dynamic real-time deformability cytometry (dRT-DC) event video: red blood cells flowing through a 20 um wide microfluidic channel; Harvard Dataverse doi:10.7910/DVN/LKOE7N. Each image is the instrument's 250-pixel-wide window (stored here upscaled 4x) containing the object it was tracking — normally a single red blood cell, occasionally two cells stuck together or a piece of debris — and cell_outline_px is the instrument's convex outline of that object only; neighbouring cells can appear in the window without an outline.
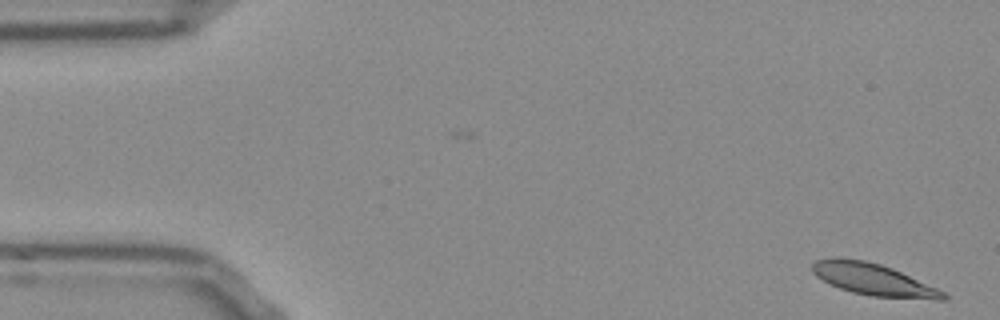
{"species": "Egyptian fruit bat (a non-hibernating species)", "species_latin": "Rousettus aegyptiacus", "temperature_condition": "room temperature", "stored_images_in_passage": 53, "camera_frame_rate_fps": 3000, "um_per_image_px": 0.085, "frame": {"image": 1, "passage_image": 1, "time_ms": 0.0, "image_size_px": [1000, 320], "cell_outline_px": [[948, 296], [944, 300], [936, 300], [872, 296], [852, 292], [828, 284], [816, 276], [812, 272], [812, 264], [816, 260], [832, 256], [864, 260], [880, 264], [892, 268], [936, 288], [944, 292]], "centroid_in_image_um": [74.18, 23.75], "position_along_channel_um": 10.8, "area_um2": 24.33}}
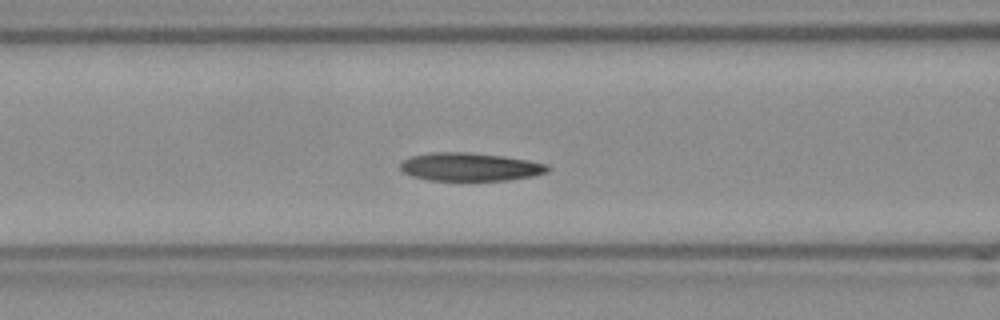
{"frame": {"image": 2, "passage_image": 20, "time_ms": 6.333, "image_size_px": [1000, 320], "cell_outline_px": [[552, 168], [548, 172], [532, 176], [508, 180], [428, 180], [412, 176], [404, 172], [400, 168], [400, 164], [404, 160], [412, 156], [432, 152], [468, 152], [504, 156], [528, 160], [548, 164]], "centroid_in_image_um": [39.99, 14.18], "position_along_channel_um": 126.6, "area_um2": 24.22}}
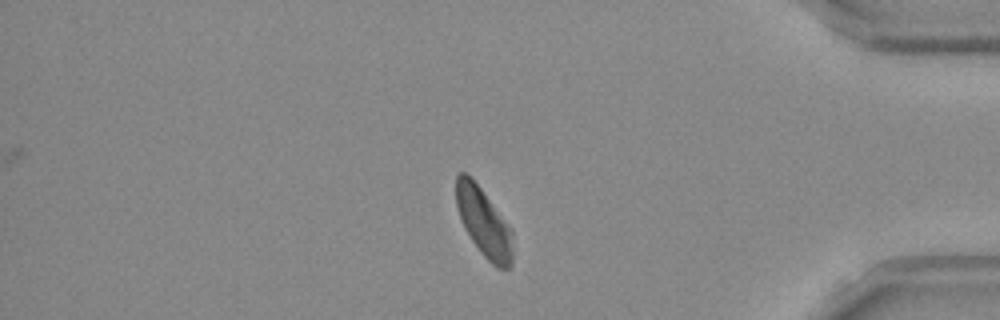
{"frame": {"image": 3, "passage_image": 44, "time_ms": 14.333, "image_size_px": [1000, 320], "cell_outline_px": [[512, 268], [496, 268], [480, 252], [464, 228], [456, 208], [456, 176], [460, 172], [464, 172], [480, 188], [512, 228]], "centroid_in_image_um": [41.13, 18.94], "position_along_channel_um": 394.1, "area_um2": 22.48}, "authors_computed_cell_mechanics": {"area_um2": 24.2182, "velocity_mm_per_s": 3.7582, "shape_relaxation_time_tau1_ms": 10.1736, "shape_relaxation_time_tau2_ms": null, "deformation_change_tau1": 0.2017, "deformation_change_tau2": null}}